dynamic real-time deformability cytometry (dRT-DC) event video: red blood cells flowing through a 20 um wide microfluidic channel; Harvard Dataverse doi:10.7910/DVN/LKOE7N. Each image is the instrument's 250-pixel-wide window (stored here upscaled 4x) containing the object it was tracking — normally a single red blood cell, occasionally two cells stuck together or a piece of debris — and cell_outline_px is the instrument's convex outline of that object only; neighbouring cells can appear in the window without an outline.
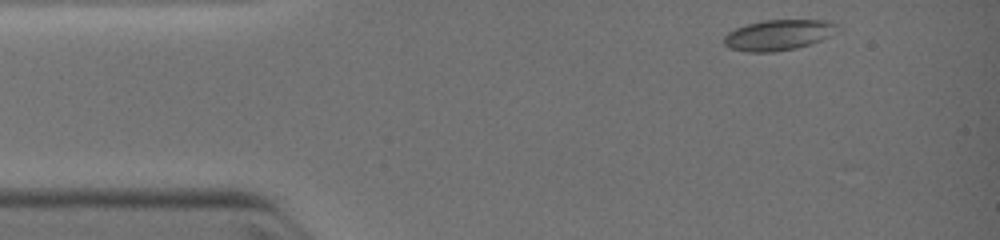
{"species": "common noctule bat (a hibernating species)", "species_latin": "Nyctalus noctula", "temperature_condition": "warm", "stored_images_in_passage": 6, "camera_frame_rate_fps": 3000, "um_per_image_px": 0.085, "animal": {"sex": "female", "body_mass_g": 19.0, "forearm_length_mm": 51.5}, "frame": {"image": 1, "passage_image": 1, "time_ms": 0.0, "image_size_px": [1000, 240], "cell_outline_px": [[836, 24], [828, 36], [820, 40], [796, 48], [772, 52], [748, 52], [732, 48], [724, 44], [724, 36], [728, 32], [736, 28], [748, 24], [764, 20], [824, 20]], "centroid_in_image_um": [66.08, 2.97], "position_along_channel_um": 18.9, "area_um2": 19.59}}
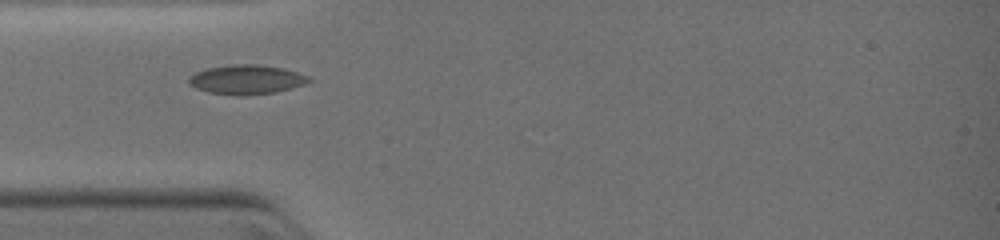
{"frame": {"image": 2, "passage_image": 5, "time_ms": 2.333, "image_size_px": [1000, 240], "cell_outline_px": [[312, 80], [304, 84], [272, 92], [208, 92], [196, 88], [188, 80], [196, 72], [208, 68], [232, 64], [256, 64], [280, 68], [296, 72], [308, 76]], "centroid_in_image_um": [20.96, 6.7], "position_along_channel_um": 64.0, "area_um2": 19.07}}